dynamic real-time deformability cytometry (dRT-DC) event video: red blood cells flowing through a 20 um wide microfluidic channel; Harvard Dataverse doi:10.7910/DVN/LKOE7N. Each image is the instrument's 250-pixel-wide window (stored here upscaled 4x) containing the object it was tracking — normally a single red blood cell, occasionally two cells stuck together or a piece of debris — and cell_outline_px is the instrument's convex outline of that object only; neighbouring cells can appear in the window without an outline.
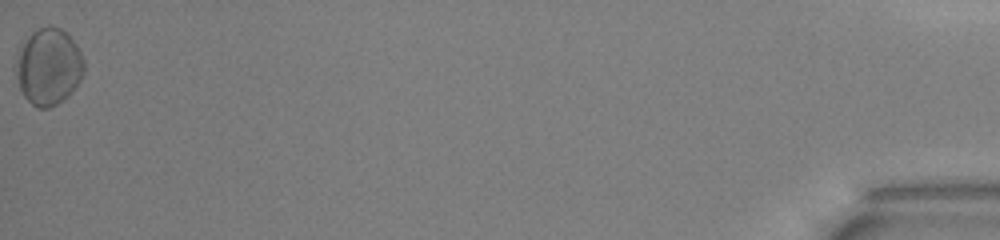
{"species": "common noctule bat (a hibernating species)", "species_latin": "Nyctalus noctula", "temperature_condition": "warm", "stored_images_in_passage": 37, "camera_frame_rate_fps": 3000, "um_per_image_px": 0.085, "animal": {"sex": "male", "body_mass_g": 13.0, "forearm_length_mm": 53.1}, "frame": {"image": 1, "passage_image": 37, "time_ms": 12.0, "image_size_px": [1000, 240], "cell_outline_px": [[84, 72], [80, 80], [68, 96], [56, 104], [48, 108], [40, 108], [32, 104], [24, 96], [20, 88], [16, 72], [16, 68], [20, 52], [24, 44], [32, 32], [48, 24], [60, 28], [76, 44], [84, 60]], "centroid_in_image_um": [4.16, 5.67], "position_along_channel_um": 431.0, "area_um2": 29.77}, "authors_computed_cell_mechanics": {"area_um2": 26.588, "velocity_mm_per_s": 3.969, "shape_relaxation_time_tau1_ms": 5.362, "shape_relaxation_time_tau2_ms": null, "deformation_change_tau1": 0.1513, "deformation_change_tau2": null}}